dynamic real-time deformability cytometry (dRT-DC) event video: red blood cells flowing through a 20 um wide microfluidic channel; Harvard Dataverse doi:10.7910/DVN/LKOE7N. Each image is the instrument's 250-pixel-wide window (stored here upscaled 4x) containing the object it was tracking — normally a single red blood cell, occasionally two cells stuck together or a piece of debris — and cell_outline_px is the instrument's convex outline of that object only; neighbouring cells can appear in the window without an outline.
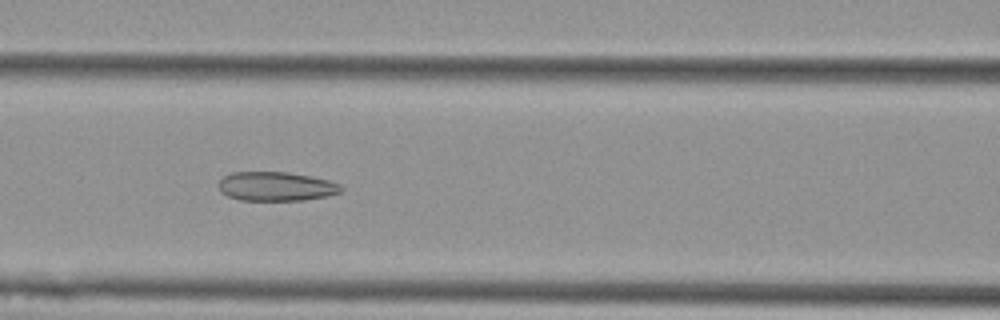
{"species": "Egyptian fruit bat (a non-hibernating species)", "species_latin": "Rousettus aegyptiacus", "temperature_condition": "cold", "stored_images_in_passage": 53, "camera_frame_rate_fps": 3000, "um_per_image_px": 0.085, "animal": {"sex": "female"}, "frame": {"image": 1, "passage_image": 22, "time_ms": 7.0, "image_size_px": [1000, 320], "cell_outline_px": [[344, 188], [340, 192], [328, 196], [304, 200], [240, 200], [228, 196], [220, 192], [220, 180], [224, 176], [232, 172], [288, 172], [312, 176], [328, 180], [340, 184]], "centroid_in_image_um": [23.49, 15.84], "position_along_channel_um": 143.1, "area_um2": 20.81}}
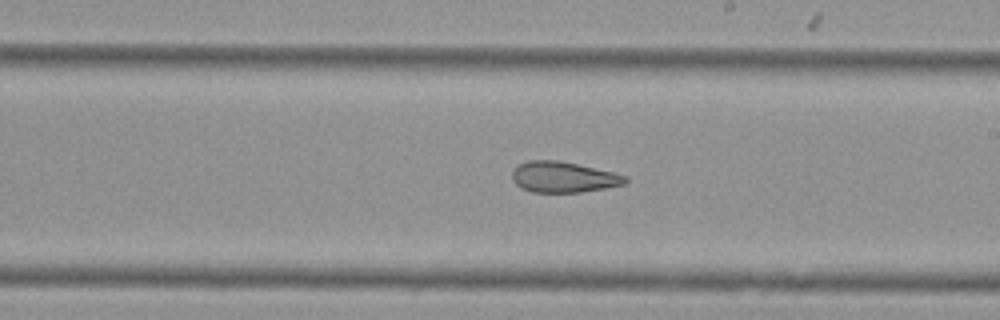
{"frame": {"image": 2, "passage_image": 30, "time_ms": 9.667, "image_size_px": [1000, 320], "cell_outline_px": [[628, 180], [624, 184], [604, 188], [580, 192], [532, 192], [520, 188], [512, 180], [512, 172], [520, 164], [528, 160], [556, 160], [576, 164], [612, 172], [628, 176]], "centroid_in_image_um": [47.87, 15.06], "position_along_channel_um": 241.1, "area_um2": 20.11}}
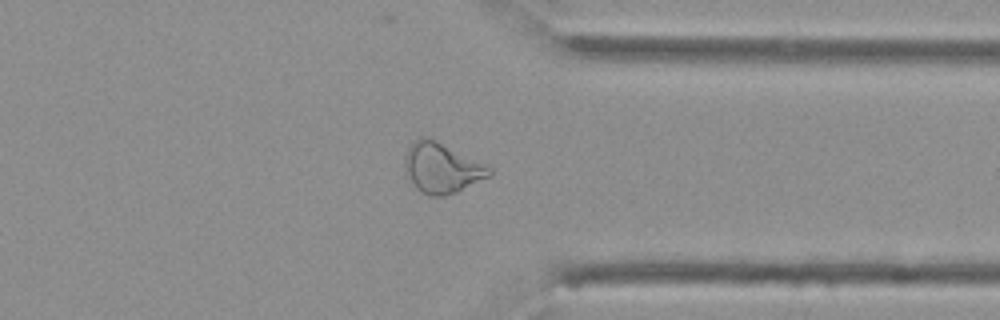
{"frame": {"image": 3, "passage_image": 41, "time_ms": 13.333, "image_size_px": [1000, 320], "cell_outline_px": [[492, 172], [488, 176], [456, 192], [444, 196], [428, 196], [420, 192], [416, 188], [404, 172], [404, 156], [408, 148], [420, 136], [432, 140], [492, 168]], "centroid_in_image_um": [37.48, 14.32], "position_along_channel_um": 373.9, "area_um2": 23.93}, "authors_computed_cell_mechanics": {"area_um2": 25.4898, "velocity_mm_per_s": 3.6853, "shape_relaxation_time_tau1_ms": null, "shape_relaxation_time_tau2_ms": 3.1984, "deformation_change_tau1": null, "deformation_change_tau2": 0.1035}}